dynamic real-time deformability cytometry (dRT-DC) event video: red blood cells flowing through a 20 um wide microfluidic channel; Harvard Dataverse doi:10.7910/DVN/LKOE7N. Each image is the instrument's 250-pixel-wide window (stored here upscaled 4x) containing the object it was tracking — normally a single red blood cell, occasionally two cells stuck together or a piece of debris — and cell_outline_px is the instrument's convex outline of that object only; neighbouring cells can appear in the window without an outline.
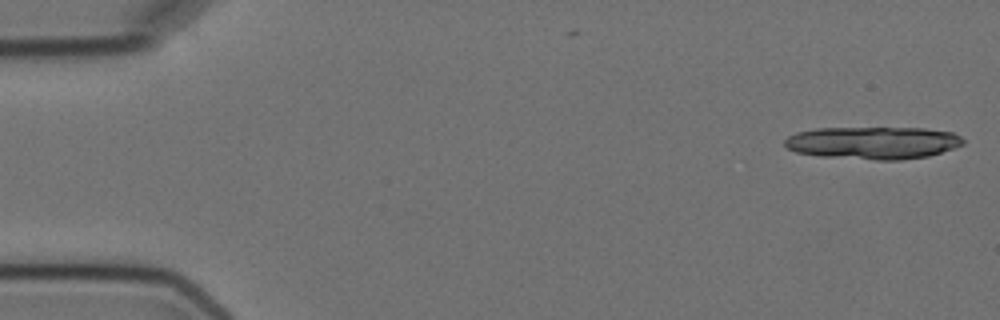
{"species": "Egyptian fruit bat (a non-hibernating species)", "species_latin": "Rousettus aegyptiacus", "temperature_condition": "cold", "stored_images_in_passage": 5, "camera_frame_rate_fps": 3000, "um_per_image_px": 0.085, "animal": {"sex": "female"}, "frame": {"image": 1, "passage_image": 1, "time_ms": 0.0, "image_size_px": [1000, 320], "cell_outline_px": [[964, 144], [928, 156], [900, 160], [876, 160], [820, 156], [796, 152], [788, 148], [784, 144], [784, 140], [788, 136], [796, 132], [816, 128], [924, 128], [952, 132], [960, 136], [964, 140]], "centroid_in_image_um": [74.19, 12.13], "position_along_channel_um": 10.8, "area_um2": 33.81}}
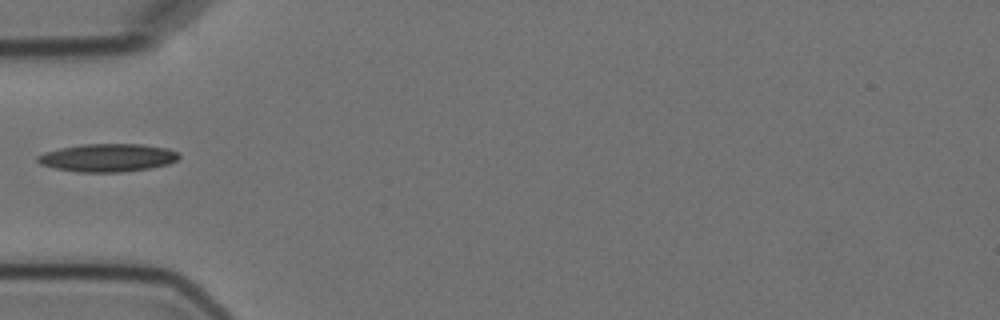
{"frame": {"image": 2, "passage_image": 5, "time_ms": 5.667, "image_size_px": [1000, 320], "cell_outline_px": [[180, 156], [176, 160], [168, 164], [148, 168], [120, 172], [80, 172], [56, 168], [40, 164], [36, 160], [36, 156], [44, 152], [60, 148], [80, 144], [140, 144], [168, 148], [180, 152]], "centroid_in_image_um": [9.15, 13.39], "position_along_channel_um": 75.9, "area_um2": 23.06}}